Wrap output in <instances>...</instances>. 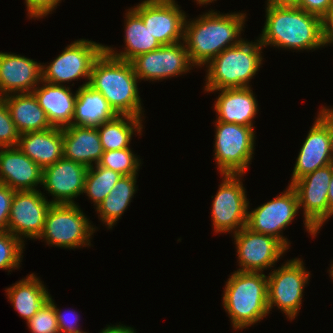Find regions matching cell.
<instances>
[{
    "label": "cell",
    "instance_id": "14",
    "mask_svg": "<svg viewBox=\"0 0 333 333\" xmlns=\"http://www.w3.org/2000/svg\"><path fill=\"white\" fill-rule=\"evenodd\" d=\"M51 201L39 190L15 191L9 212L7 231L21 241L38 239ZM23 237V238H22Z\"/></svg>",
    "mask_w": 333,
    "mask_h": 333
},
{
    "label": "cell",
    "instance_id": "22",
    "mask_svg": "<svg viewBox=\"0 0 333 333\" xmlns=\"http://www.w3.org/2000/svg\"><path fill=\"white\" fill-rule=\"evenodd\" d=\"M32 91L40 107L45 111L52 127L71 126L77 94L65 85H55L43 80Z\"/></svg>",
    "mask_w": 333,
    "mask_h": 333
},
{
    "label": "cell",
    "instance_id": "45",
    "mask_svg": "<svg viewBox=\"0 0 333 333\" xmlns=\"http://www.w3.org/2000/svg\"><path fill=\"white\" fill-rule=\"evenodd\" d=\"M216 0H195V2H197V4H199V6L202 4V5H207V4H210L212 2H214ZM210 2V3H209Z\"/></svg>",
    "mask_w": 333,
    "mask_h": 333
},
{
    "label": "cell",
    "instance_id": "42",
    "mask_svg": "<svg viewBox=\"0 0 333 333\" xmlns=\"http://www.w3.org/2000/svg\"><path fill=\"white\" fill-rule=\"evenodd\" d=\"M300 0H267V5L298 7Z\"/></svg>",
    "mask_w": 333,
    "mask_h": 333
},
{
    "label": "cell",
    "instance_id": "35",
    "mask_svg": "<svg viewBox=\"0 0 333 333\" xmlns=\"http://www.w3.org/2000/svg\"><path fill=\"white\" fill-rule=\"evenodd\" d=\"M17 131L5 101L0 98V148L17 147L19 141Z\"/></svg>",
    "mask_w": 333,
    "mask_h": 333
},
{
    "label": "cell",
    "instance_id": "25",
    "mask_svg": "<svg viewBox=\"0 0 333 333\" xmlns=\"http://www.w3.org/2000/svg\"><path fill=\"white\" fill-rule=\"evenodd\" d=\"M2 99L8 106L11 119L19 134L52 128L45 111L32 92L9 94Z\"/></svg>",
    "mask_w": 333,
    "mask_h": 333
},
{
    "label": "cell",
    "instance_id": "23",
    "mask_svg": "<svg viewBox=\"0 0 333 333\" xmlns=\"http://www.w3.org/2000/svg\"><path fill=\"white\" fill-rule=\"evenodd\" d=\"M63 129V157L92 167L104 153L97 127L71 125ZM94 163V164H93Z\"/></svg>",
    "mask_w": 333,
    "mask_h": 333
},
{
    "label": "cell",
    "instance_id": "30",
    "mask_svg": "<svg viewBox=\"0 0 333 333\" xmlns=\"http://www.w3.org/2000/svg\"><path fill=\"white\" fill-rule=\"evenodd\" d=\"M142 118L130 115H117L114 119L97 126L104 151L130 148L134 132L141 134Z\"/></svg>",
    "mask_w": 333,
    "mask_h": 333
},
{
    "label": "cell",
    "instance_id": "40",
    "mask_svg": "<svg viewBox=\"0 0 333 333\" xmlns=\"http://www.w3.org/2000/svg\"><path fill=\"white\" fill-rule=\"evenodd\" d=\"M323 47L333 43V10L322 19Z\"/></svg>",
    "mask_w": 333,
    "mask_h": 333
},
{
    "label": "cell",
    "instance_id": "17",
    "mask_svg": "<svg viewBox=\"0 0 333 333\" xmlns=\"http://www.w3.org/2000/svg\"><path fill=\"white\" fill-rule=\"evenodd\" d=\"M321 108L300 149L289 185L318 168L333 164L330 148V108Z\"/></svg>",
    "mask_w": 333,
    "mask_h": 333
},
{
    "label": "cell",
    "instance_id": "43",
    "mask_svg": "<svg viewBox=\"0 0 333 333\" xmlns=\"http://www.w3.org/2000/svg\"><path fill=\"white\" fill-rule=\"evenodd\" d=\"M328 201H329V218L333 216V173L328 189Z\"/></svg>",
    "mask_w": 333,
    "mask_h": 333
},
{
    "label": "cell",
    "instance_id": "4",
    "mask_svg": "<svg viewBox=\"0 0 333 333\" xmlns=\"http://www.w3.org/2000/svg\"><path fill=\"white\" fill-rule=\"evenodd\" d=\"M267 288L268 277L263 272L231 274L222 302L234 330L251 327L269 314Z\"/></svg>",
    "mask_w": 333,
    "mask_h": 333
},
{
    "label": "cell",
    "instance_id": "13",
    "mask_svg": "<svg viewBox=\"0 0 333 333\" xmlns=\"http://www.w3.org/2000/svg\"><path fill=\"white\" fill-rule=\"evenodd\" d=\"M180 8L175 0H143L132 7L161 46L184 40L187 16Z\"/></svg>",
    "mask_w": 333,
    "mask_h": 333
},
{
    "label": "cell",
    "instance_id": "11",
    "mask_svg": "<svg viewBox=\"0 0 333 333\" xmlns=\"http://www.w3.org/2000/svg\"><path fill=\"white\" fill-rule=\"evenodd\" d=\"M222 176V183L212 203V224L215 233L235 234L247 225L249 200L241 180L243 174Z\"/></svg>",
    "mask_w": 333,
    "mask_h": 333
},
{
    "label": "cell",
    "instance_id": "6",
    "mask_svg": "<svg viewBox=\"0 0 333 333\" xmlns=\"http://www.w3.org/2000/svg\"><path fill=\"white\" fill-rule=\"evenodd\" d=\"M95 230L77 203L52 204L38 239H45L47 244L60 248L89 247Z\"/></svg>",
    "mask_w": 333,
    "mask_h": 333
},
{
    "label": "cell",
    "instance_id": "29",
    "mask_svg": "<svg viewBox=\"0 0 333 333\" xmlns=\"http://www.w3.org/2000/svg\"><path fill=\"white\" fill-rule=\"evenodd\" d=\"M137 175L122 176L108 196L95 208L100 220L107 228H112L128 208L137 191Z\"/></svg>",
    "mask_w": 333,
    "mask_h": 333
},
{
    "label": "cell",
    "instance_id": "46",
    "mask_svg": "<svg viewBox=\"0 0 333 333\" xmlns=\"http://www.w3.org/2000/svg\"><path fill=\"white\" fill-rule=\"evenodd\" d=\"M329 274L331 275L330 277H332L331 279H333V264H331Z\"/></svg>",
    "mask_w": 333,
    "mask_h": 333
},
{
    "label": "cell",
    "instance_id": "10",
    "mask_svg": "<svg viewBox=\"0 0 333 333\" xmlns=\"http://www.w3.org/2000/svg\"><path fill=\"white\" fill-rule=\"evenodd\" d=\"M333 173V164L318 168L296 180L291 186L298 196L299 209L303 210L305 229L312 237L329 219L328 189Z\"/></svg>",
    "mask_w": 333,
    "mask_h": 333
},
{
    "label": "cell",
    "instance_id": "21",
    "mask_svg": "<svg viewBox=\"0 0 333 333\" xmlns=\"http://www.w3.org/2000/svg\"><path fill=\"white\" fill-rule=\"evenodd\" d=\"M215 91H221L214 104L217 121L253 127V119L259 110L251 86Z\"/></svg>",
    "mask_w": 333,
    "mask_h": 333
},
{
    "label": "cell",
    "instance_id": "19",
    "mask_svg": "<svg viewBox=\"0 0 333 333\" xmlns=\"http://www.w3.org/2000/svg\"><path fill=\"white\" fill-rule=\"evenodd\" d=\"M41 66L25 56L0 52V98L31 93L42 80Z\"/></svg>",
    "mask_w": 333,
    "mask_h": 333
},
{
    "label": "cell",
    "instance_id": "36",
    "mask_svg": "<svg viewBox=\"0 0 333 333\" xmlns=\"http://www.w3.org/2000/svg\"><path fill=\"white\" fill-rule=\"evenodd\" d=\"M53 306H54V311L56 314V319L58 322L59 326V332L60 333H83L80 328H78L79 325H77L78 320H79V314H76L77 312L71 311L66 314L61 313V309H58L56 304L54 303L53 300Z\"/></svg>",
    "mask_w": 333,
    "mask_h": 333
},
{
    "label": "cell",
    "instance_id": "34",
    "mask_svg": "<svg viewBox=\"0 0 333 333\" xmlns=\"http://www.w3.org/2000/svg\"><path fill=\"white\" fill-rule=\"evenodd\" d=\"M26 323L31 333H60L52 297L50 302Z\"/></svg>",
    "mask_w": 333,
    "mask_h": 333
},
{
    "label": "cell",
    "instance_id": "18",
    "mask_svg": "<svg viewBox=\"0 0 333 333\" xmlns=\"http://www.w3.org/2000/svg\"><path fill=\"white\" fill-rule=\"evenodd\" d=\"M88 167L62 157L43 168L42 185L54 198L52 204H75L74 198L83 194Z\"/></svg>",
    "mask_w": 333,
    "mask_h": 333
},
{
    "label": "cell",
    "instance_id": "5",
    "mask_svg": "<svg viewBox=\"0 0 333 333\" xmlns=\"http://www.w3.org/2000/svg\"><path fill=\"white\" fill-rule=\"evenodd\" d=\"M263 48L259 39L257 42L243 39L211 59L206 64L204 91L211 93L221 89L250 87V80L262 64Z\"/></svg>",
    "mask_w": 333,
    "mask_h": 333
},
{
    "label": "cell",
    "instance_id": "3",
    "mask_svg": "<svg viewBox=\"0 0 333 333\" xmlns=\"http://www.w3.org/2000/svg\"><path fill=\"white\" fill-rule=\"evenodd\" d=\"M138 81L130 62L104 50L93 64L88 85L106 98L117 115L142 118Z\"/></svg>",
    "mask_w": 333,
    "mask_h": 333
},
{
    "label": "cell",
    "instance_id": "20",
    "mask_svg": "<svg viewBox=\"0 0 333 333\" xmlns=\"http://www.w3.org/2000/svg\"><path fill=\"white\" fill-rule=\"evenodd\" d=\"M43 169L18 147L0 148V183L15 191L37 190Z\"/></svg>",
    "mask_w": 333,
    "mask_h": 333
},
{
    "label": "cell",
    "instance_id": "39",
    "mask_svg": "<svg viewBox=\"0 0 333 333\" xmlns=\"http://www.w3.org/2000/svg\"><path fill=\"white\" fill-rule=\"evenodd\" d=\"M298 7L323 19L333 10V0H300Z\"/></svg>",
    "mask_w": 333,
    "mask_h": 333
},
{
    "label": "cell",
    "instance_id": "2",
    "mask_svg": "<svg viewBox=\"0 0 333 333\" xmlns=\"http://www.w3.org/2000/svg\"><path fill=\"white\" fill-rule=\"evenodd\" d=\"M266 21L258 38L267 47L316 50L323 47L322 18L299 7L266 5Z\"/></svg>",
    "mask_w": 333,
    "mask_h": 333
},
{
    "label": "cell",
    "instance_id": "31",
    "mask_svg": "<svg viewBox=\"0 0 333 333\" xmlns=\"http://www.w3.org/2000/svg\"><path fill=\"white\" fill-rule=\"evenodd\" d=\"M122 176L120 173L98 164L88 167L83 193L92 200L96 208L108 196Z\"/></svg>",
    "mask_w": 333,
    "mask_h": 333
},
{
    "label": "cell",
    "instance_id": "37",
    "mask_svg": "<svg viewBox=\"0 0 333 333\" xmlns=\"http://www.w3.org/2000/svg\"><path fill=\"white\" fill-rule=\"evenodd\" d=\"M61 0H25L29 18H43L57 8Z\"/></svg>",
    "mask_w": 333,
    "mask_h": 333
},
{
    "label": "cell",
    "instance_id": "24",
    "mask_svg": "<svg viewBox=\"0 0 333 333\" xmlns=\"http://www.w3.org/2000/svg\"><path fill=\"white\" fill-rule=\"evenodd\" d=\"M17 147L43 169L63 157V129L20 134Z\"/></svg>",
    "mask_w": 333,
    "mask_h": 333
},
{
    "label": "cell",
    "instance_id": "33",
    "mask_svg": "<svg viewBox=\"0 0 333 333\" xmlns=\"http://www.w3.org/2000/svg\"><path fill=\"white\" fill-rule=\"evenodd\" d=\"M24 242L9 231L0 232V269L12 272L22 262Z\"/></svg>",
    "mask_w": 333,
    "mask_h": 333
},
{
    "label": "cell",
    "instance_id": "9",
    "mask_svg": "<svg viewBox=\"0 0 333 333\" xmlns=\"http://www.w3.org/2000/svg\"><path fill=\"white\" fill-rule=\"evenodd\" d=\"M105 50V45L81 39L73 41L49 65H42V80L55 85H64L75 79H87L96 59ZM64 83V84H63Z\"/></svg>",
    "mask_w": 333,
    "mask_h": 333
},
{
    "label": "cell",
    "instance_id": "44",
    "mask_svg": "<svg viewBox=\"0 0 333 333\" xmlns=\"http://www.w3.org/2000/svg\"><path fill=\"white\" fill-rule=\"evenodd\" d=\"M330 148L333 161V108L330 109Z\"/></svg>",
    "mask_w": 333,
    "mask_h": 333
},
{
    "label": "cell",
    "instance_id": "32",
    "mask_svg": "<svg viewBox=\"0 0 333 333\" xmlns=\"http://www.w3.org/2000/svg\"><path fill=\"white\" fill-rule=\"evenodd\" d=\"M141 159L130 148L104 151L98 162L99 166L113 170L123 176L137 175Z\"/></svg>",
    "mask_w": 333,
    "mask_h": 333
},
{
    "label": "cell",
    "instance_id": "26",
    "mask_svg": "<svg viewBox=\"0 0 333 333\" xmlns=\"http://www.w3.org/2000/svg\"><path fill=\"white\" fill-rule=\"evenodd\" d=\"M12 285L5 290L6 295L13 308L26 322L51 300L50 293L33 273Z\"/></svg>",
    "mask_w": 333,
    "mask_h": 333
},
{
    "label": "cell",
    "instance_id": "12",
    "mask_svg": "<svg viewBox=\"0 0 333 333\" xmlns=\"http://www.w3.org/2000/svg\"><path fill=\"white\" fill-rule=\"evenodd\" d=\"M298 211L299 203L297 193L295 189L289 185L284 193L258 206L254 210L248 211L246 226L254 232L278 239L289 249L290 242L283 237V233L281 232L292 223Z\"/></svg>",
    "mask_w": 333,
    "mask_h": 333
},
{
    "label": "cell",
    "instance_id": "41",
    "mask_svg": "<svg viewBox=\"0 0 333 333\" xmlns=\"http://www.w3.org/2000/svg\"><path fill=\"white\" fill-rule=\"evenodd\" d=\"M99 333H136V331L132 327H128L125 325H108Z\"/></svg>",
    "mask_w": 333,
    "mask_h": 333
},
{
    "label": "cell",
    "instance_id": "8",
    "mask_svg": "<svg viewBox=\"0 0 333 333\" xmlns=\"http://www.w3.org/2000/svg\"><path fill=\"white\" fill-rule=\"evenodd\" d=\"M267 277L269 313L277 306L290 321L294 320L300 311L310 272L306 271L300 258H294L274 269Z\"/></svg>",
    "mask_w": 333,
    "mask_h": 333
},
{
    "label": "cell",
    "instance_id": "16",
    "mask_svg": "<svg viewBox=\"0 0 333 333\" xmlns=\"http://www.w3.org/2000/svg\"><path fill=\"white\" fill-rule=\"evenodd\" d=\"M232 236L241 267L237 271L263 272L275 266L279 258L288 250L278 239L254 232L247 226Z\"/></svg>",
    "mask_w": 333,
    "mask_h": 333
},
{
    "label": "cell",
    "instance_id": "7",
    "mask_svg": "<svg viewBox=\"0 0 333 333\" xmlns=\"http://www.w3.org/2000/svg\"><path fill=\"white\" fill-rule=\"evenodd\" d=\"M214 158L220 174H244L254 154L255 130L215 120Z\"/></svg>",
    "mask_w": 333,
    "mask_h": 333
},
{
    "label": "cell",
    "instance_id": "28",
    "mask_svg": "<svg viewBox=\"0 0 333 333\" xmlns=\"http://www.w3.org/2000/svg\"><path fill=\"white\" fill-rule=\"evenodd\" d=\"M124 51L117 53L113 48L105 46V51L124 61L130 62L136 56L161 47L159 42L146 28L142 18L131 8L125 13Z\"/></svg>",
    "mask_w": 333,
    "mask_h": 333
},
{
    "label": "cell",
    "instance_id": "38",
    "mask_svg": "<svg viewBox=\"0 0 333 333\" xmlns=\"http://www.w3.org/2000/svg\"><path fill=\"white\" fill-rule=\"evenodd\" d=\"M15 190L0 183V232L7 230L9 212Z\"/></svg>",
    "mask_w": 333,
    "mask_h": 333
},
{
    "label": "cell",
    "instance_id": "27",
    "mask_svg": "<svg viewBox=\"0 0 333 333\" xmlns=\"http://www.w3.org/2000/svg\"><path fill=\"white\" fill-rule=\"evenodd\" d=\"M76 94L71 125L97 127L117 116L106 98L91 86L82 84Z\"/></svg>",
    "mask_w": 333,
    "mask_h": 333
},
{
    "label": "cell",
    "instance_id": "15",
    "mask_svg": "<svg viewBox=\"0 0 333 333\" xmlns=\"http://www.w3.org/2000/svg\"><path fill=\"white\" fill-rule=\"evenodd\" d=\"M138 80L155 81L189 72L190 62L184 41L162 45L148 53L140 54L130 61Z\"/></svg>",
    "mask_w": 333,
    "mask_h": 333
},
{
    "label": "cell",
    "instance_id": "1",
    "mask_svg": "<svg viewBox=\"0 0 333 333\" xmlns=\"http://www.w3.org/2000/svg\"><path fill=\"white\" fill-rule=\"evenodd\" d=\"M245 18V13L220 14L214 10L191 21L186 17L183 41L194 67H203L225 49L240 43Z\"/></svg>",
    "mask_w": 333,
    "mask_h": 333
}]
</instances>
